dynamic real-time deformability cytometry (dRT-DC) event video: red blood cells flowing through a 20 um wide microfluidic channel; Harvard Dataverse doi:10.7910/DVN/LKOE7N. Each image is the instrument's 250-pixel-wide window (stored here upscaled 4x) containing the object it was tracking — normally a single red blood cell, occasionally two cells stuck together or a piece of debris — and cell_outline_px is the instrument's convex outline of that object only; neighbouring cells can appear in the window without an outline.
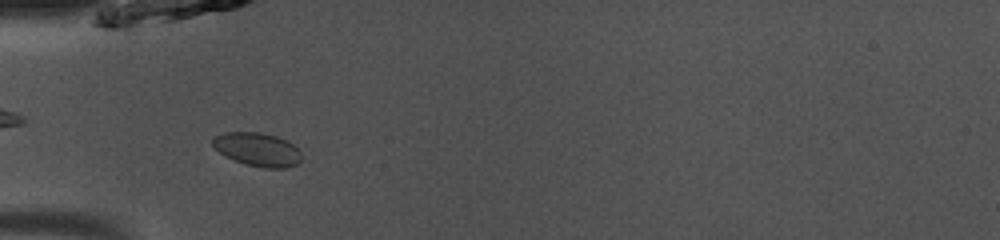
{"species": "common noctule bat (a hibernating species)", "species_latin": "Nyctalus noctula", "temperature_condition": "room temperature", "stored_images_in_passage": 7, "camera_frame_rate_fps": 3000, "um_per_image_px": 0.085, "animal": {"sex": "male", "body_mass_g": 13.0, "forearm_length_mm": 53.1}, "frame": {"image": 1, "passage_image": 3, "time_ms": 0.667, "image_size_px": [1000, 240], "cell_outline_px": [[300, 160], [296, 164], [284, 168], [264, 168], [244, 164], [224, 156], [212, 144], [212, 140], [216, 136], [224, 132], [260, 132], [276, 136], [288, 140], [300, 152]], "centroid_in_image_um": [21.87, 12.7], "position_along_channel_um": 63.1, "area_um2": 17.28}}